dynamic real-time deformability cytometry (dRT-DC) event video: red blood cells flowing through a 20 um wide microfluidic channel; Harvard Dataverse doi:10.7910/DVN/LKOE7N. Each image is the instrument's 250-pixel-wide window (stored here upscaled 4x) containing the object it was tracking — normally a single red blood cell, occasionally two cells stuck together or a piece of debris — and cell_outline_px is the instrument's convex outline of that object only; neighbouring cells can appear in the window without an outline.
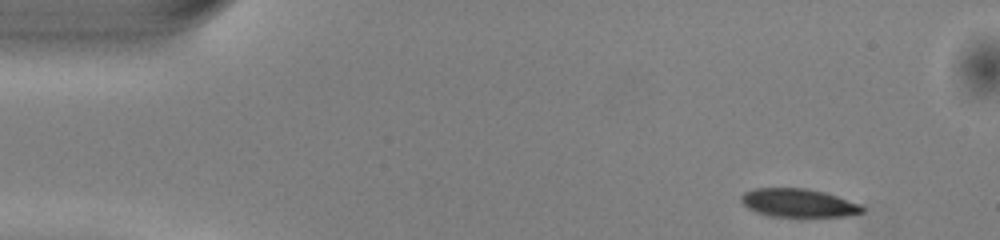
{"species": "common noctule bat (a hibernating species)", "species_latin": "Nyctalus noctula", "temperature_condition": "warm", "stored_images_in_passage": 47, "camera_frame_rate_fps": 3000, "um_per_image_px": 0.085, "animal": {"sex": "male", "body_mass_g": 13.0, "forearm_length_mm": 53.1}, "frame": {"image": 1, "passage_image": 1, "time_ms": 0.0, "image_size_px": [1000, 240], "cell_outline_px": [[864, 212], [844, 216], [772, 216], [756, 212], [748, 208], [740, 200], [740, 196], [744, 192], [756, 188], [804, 188], [824, 192], [860, 204], [864, 208]], "centroid_in_image_um": [67.84, 17.24], "position_along_channel_um": 17.2, "area_um2": 19.77}}
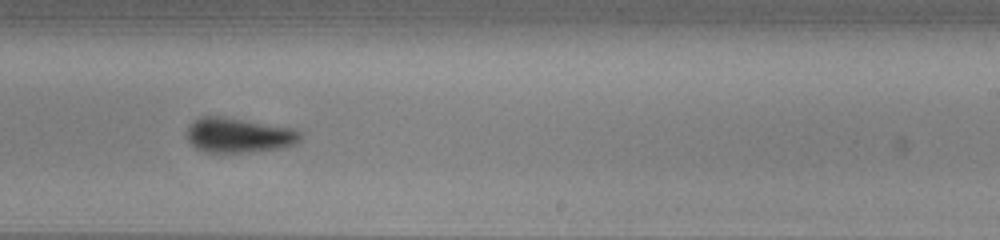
{"frame": {"image": 2, "passage_image": 27, "time_ms": 8.667, "image_size_px": [1000, 240], "cell_outline_px": [[304, 132], [300, 140], [296, 144], [284, 148], [248, 152], [204, 152], [196, 148], [188, 140], [188, 124], [192, 120], [200, 116], [220, 116], [292, 128]], "centroid_in_image_um": [20.31, 11.49], "position_along_channel_um": 268.7, "area_um2": 23.18}}
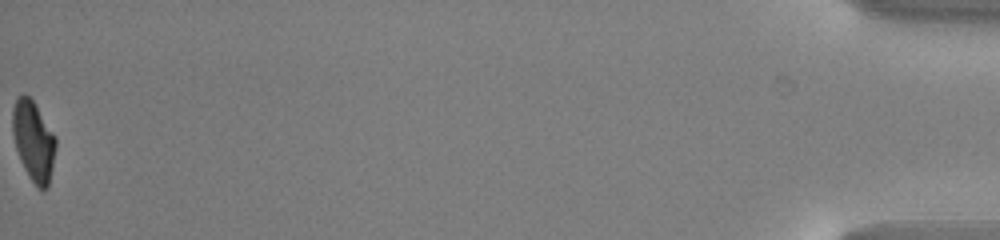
{"frame": {"image": 3, "passage_image": 47, "time_ms": 15.333, "image_size_px": [1000, 240], "cell_outline_px": [[56, 148], [48, 188], [40, 188], [28, 176], [20, 160], [16, 148], [12, 132], [12, 108], [16, 100], [24, 92], [32, 100], [56, 136]], "centroid_in_image_um": [2.84, 11.96], "position_along_channel_um": 432.4, "area_um2": 20.0}, "authors_computed_cell_mechanics": {"area_um2": 22.0796, "velocity_mm_per_s": 4.0594, "shape_relaxation_time_tau1_ms": 2.4757, "shape_relaxation_time_tau2_ms": 5.2464, "deformation_change_tau1": 0.121, "deformation_change_tau2": 0.0847}}